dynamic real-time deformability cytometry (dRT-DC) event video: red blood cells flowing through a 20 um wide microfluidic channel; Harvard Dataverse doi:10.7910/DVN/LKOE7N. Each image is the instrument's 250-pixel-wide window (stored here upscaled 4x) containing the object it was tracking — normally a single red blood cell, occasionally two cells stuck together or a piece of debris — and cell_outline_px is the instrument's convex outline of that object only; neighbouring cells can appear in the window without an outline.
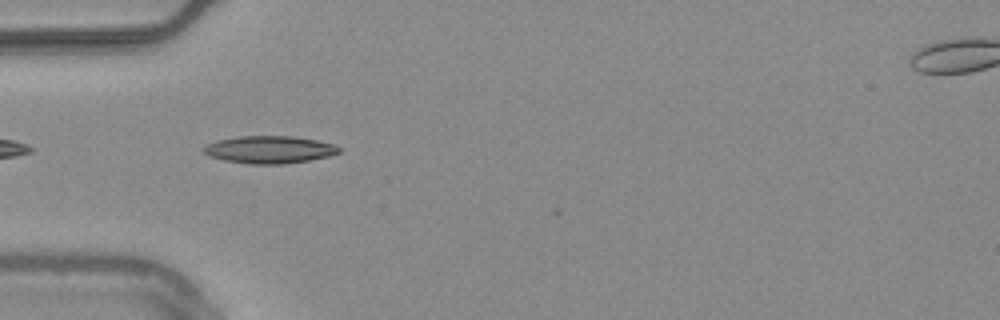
{"species": "common noctule bat (a hibernating species)", "species_latin": "Nyctalus noctula", "temperature_condition": "warm", "stored_images_in_passage": 4, "camera_frame_rate_fps": 3000, "um_per_image_px": 0.085, "animal": {"sex": "male", "body_mass_g": 20.4}, "frame": {"image": 1, "passage_image": 1, "time_ms": 0.0, "image_size_px": [1000, 320], "cell_outline_px": [[340, 152], [328, 156], [308, 160], [280, 164], [248, 164], [224, 160], [212, 156], [204, 152], [200, 148], [216, 140], [240, 136], [292, 136], [316, 140], [336, 144], [340, 148]], "centroid_in_image_um": [22.9, 12.71], "position_along_channel_um": 62.1, "area_um2": 21.56}}